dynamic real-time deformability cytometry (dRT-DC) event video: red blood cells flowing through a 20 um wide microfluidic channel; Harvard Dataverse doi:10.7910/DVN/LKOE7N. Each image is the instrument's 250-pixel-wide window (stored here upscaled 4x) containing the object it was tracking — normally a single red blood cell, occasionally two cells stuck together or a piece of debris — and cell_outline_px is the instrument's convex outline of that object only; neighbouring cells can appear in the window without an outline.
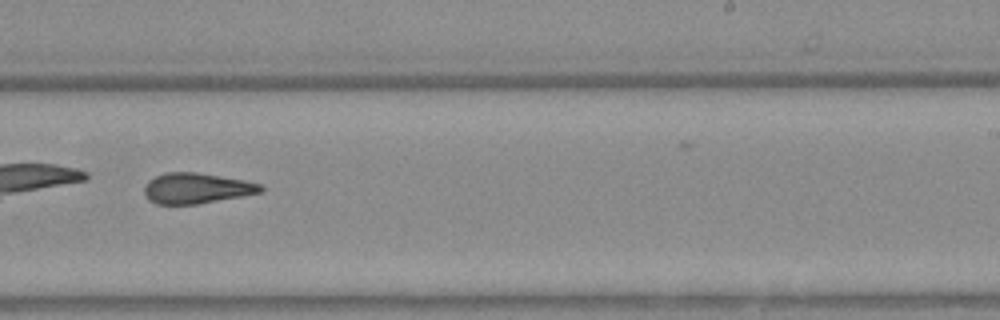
{"species": "Egyptian fruit bat (a non-hibernating species)", "species_latin": "Rousettus aegyptiacus", "temperature_condition": "warm", "stored_images_in_passage": 35, "camera_frame_rate_fps": 3000, "um_per_image_px": 0.085, "animal": {"sex": "female"}, "frame": {"image": 1, "passage_image": 25, "time_ms": 8.0, "image_size_px": [1000, 320], "cell_outline_px": [[264, 188], [260, 192], [240, 196], [196, 204], [156, 204], [148, 200], [144, 192], [144, 188], [148, 180], [164, 172], [196, 172], [244, 180], [260, 184]], "centroid_in_image_um": [16.65, 15.99], "position_along_channel_um": 272.4, "area_um2": 20.52}}